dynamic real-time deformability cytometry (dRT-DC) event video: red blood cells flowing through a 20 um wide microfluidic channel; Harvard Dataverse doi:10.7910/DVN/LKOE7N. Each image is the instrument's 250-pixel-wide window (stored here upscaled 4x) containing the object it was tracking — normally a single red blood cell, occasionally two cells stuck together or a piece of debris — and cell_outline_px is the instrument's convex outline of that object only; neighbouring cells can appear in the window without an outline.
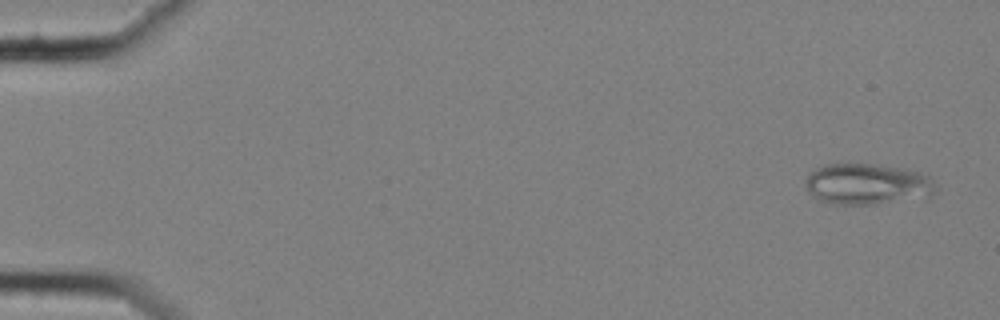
{"species": "common noctule bat (a hibernating species)", "species_latin": "Nyctalus noctula", "temperature_condition": "cold", "stored_images_in_passage": 57, "camera_frame_rate_fps": 3000, "um_per_image_px": 0.085, "animal": {"sex": "female", "body_mass_g": 25.1}, "frame": {"image": 1, "passage_image": 1, "time_ms": 0.0, "image_size_px": [1000, 320], "cell_outline_px": [[936, 192], [928, 200], [876, 204], [824, 204], [812, 196], [808, 192], [804, 184], [804, 180], [816, 168], [824, 164], [836, 160], [872, 164], [900, 168], [920, 172], [928, 176]], "centroid_in_image_um": [73.69, 15.65], "position_along_channel_um": 11.3, "area_um2": 32.54}}
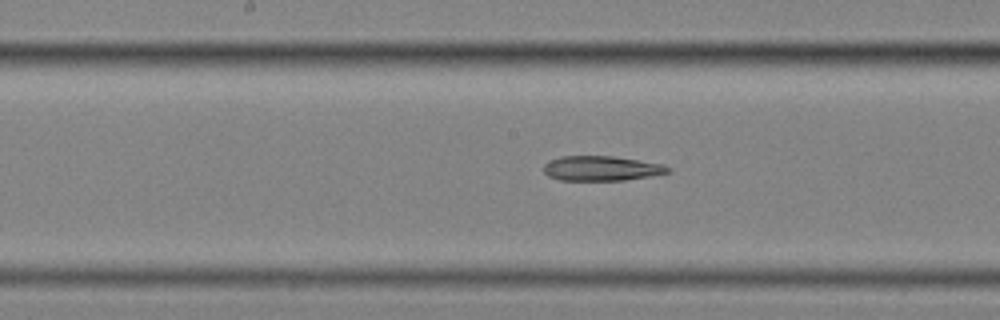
{"frame": {"image": 2, "passage_image": 29, "time_ms": 9.333, "image_size_px": [1000, 320], "cell_outline_px": [[672, 172], [652, 176], [624, 180], [560, 180], [548, 176], [544, 172], [544, 164], [560, 156], [612, 156], [660, 164], [672, 168]], "centroid_in_image_um": [51.13, 14.32], "position_along_channel_um": 197.1, "area_um2": 17.86}}
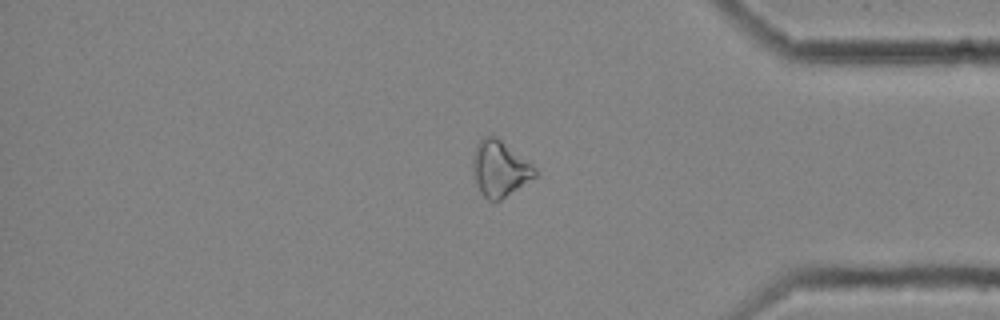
{"frame": {"image": 3, "passage_image": 47, "time_ms": 15.333, "image_size_px": [1000, 320], "cell_outline_px": [[536, 176], [500, 200], [488, 200], [480, 192], [472, 168], [472, 160], [476, 144], [484, 136], [496, 136], [532, 164], [536, 168]], "centroid_in_image_um": [42.46, 14.32], "position_along_channel_um": 392.7, "area_um2": 19.88}}